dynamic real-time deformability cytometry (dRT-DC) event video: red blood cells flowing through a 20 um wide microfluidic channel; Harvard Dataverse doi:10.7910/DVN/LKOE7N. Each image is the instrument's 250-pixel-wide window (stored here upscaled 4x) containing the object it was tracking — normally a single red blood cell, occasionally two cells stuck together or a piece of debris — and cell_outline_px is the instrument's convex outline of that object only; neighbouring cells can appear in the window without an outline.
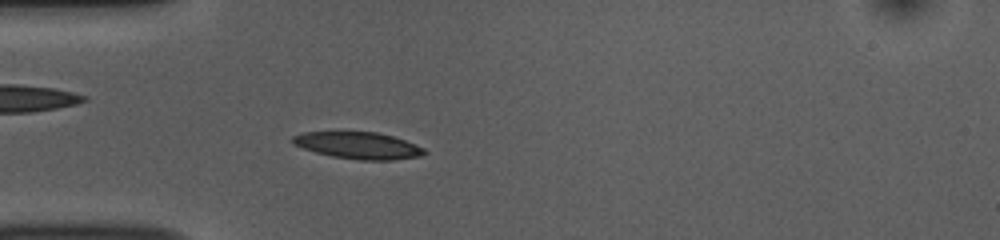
{"species": "common noctule bat (a hibernating species)", "species_latin": "Nyctalus noctula", "temperature_condition": "room temperature", "stored_images_in_passage": 51, "camera_frame_rate_fps": 3000, "um_per_image_px": 0.085, "animal": {"sex": "female", "body_mass_g": 10.0, "forearm_length_mm": 53.1}, "frame": {"image": 1, "passage_image": 13, "time_ms": 4.0, "image_size_px": [1000, 240], "cell_outline_px": [[428, 152], [420, 156], [392, 160], [360, 160], [332, 156], [316, 152], [292, 144], [292, 136], [304, 132], [376, 132], [392, 136], [404, 140], [424, 148]], "centroid_in_image_um": [30.45, 12.36], "position_along_channel_um": 54.5, "area_um2": 20.4}}
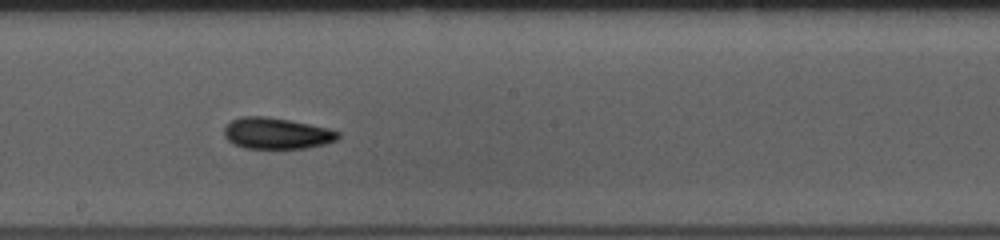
{"frame": {"image": 2, "passage_image": 27, "time_ms": 8.667, "image_size_px": [1000, 240], "cell_outline_px": [[340, 136], [336, 140], [324, 144], [304, 148], [244, 148], [228, 140], [224, 136], [224, 128], [232, 120], [240, 116], [264, 116], [288, 120], [328, 128], [340, 132]], "centroid_in_image_um": [23.5, 11.33], "position_along_channel_um": 224.7, "area_um2": 20.52}}
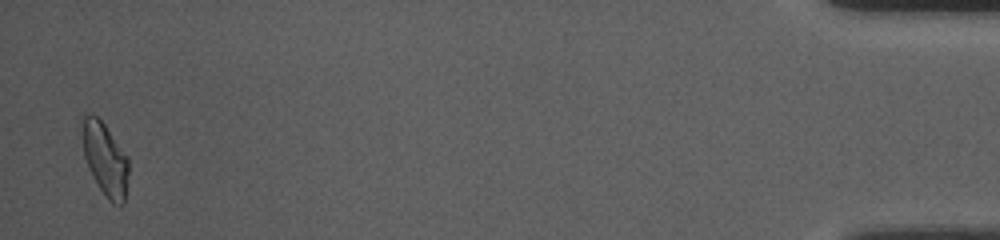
{"frame": {"image": 3, "passage_image": 50, "time_ms": 16.333, "image_size_px": [1000, 240], "cell_outline_px": [[128, 172], [124, 204], [112, 204], [108, 200], [100, 188], [88, 168], [84, 156], [80, 116], [96, 116], [104, 124], [128, 156]], "centroid_in_image_um": [8.92, 13.52], "position_along_channel_um": 426.3, "area_um2": 19.59}, "authors_computed_cell_mechanics": {"area_um2": 19.8254, "velocity_mm_per_s": 3.771, "shape_relaxation_time_tau1_ms": 3.7172, "shape_relaxation_time_tau2_ms": 4.0474, "deformation_change_tau1": 0.1531, "deformation_change_tau2": 0.1167}}